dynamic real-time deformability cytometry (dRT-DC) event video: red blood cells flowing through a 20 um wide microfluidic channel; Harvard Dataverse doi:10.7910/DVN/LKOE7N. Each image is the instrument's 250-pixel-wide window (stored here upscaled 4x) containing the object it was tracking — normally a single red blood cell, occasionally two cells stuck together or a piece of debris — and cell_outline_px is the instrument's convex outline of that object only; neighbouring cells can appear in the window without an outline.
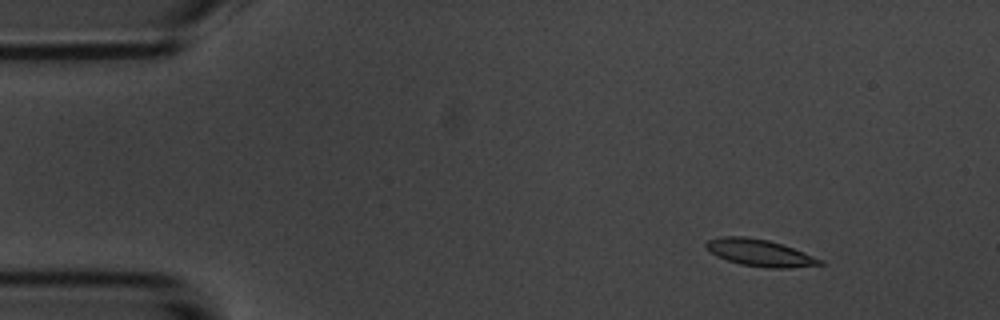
{"species": "common noctule bat (a hibernating species)", "species_latin": "Nyctalus noctula", "temperature_condition": "room temperature", "stored_images_in_passage": 7, "camera_frame_rate_fps": 3000, "um_per_image_px": 0.085, "animal": {"sex": "male", "body_mass_g": 20.1, "forearm_length_mm": 53.5}, "frame": {"image": 1, "passage_image": 1, "time_ms": 0.0, "image_size_px": [1000, 320], "cell_outline_px": [[824, 264], [788, 268], [768, 268], [740, 264], [716, 256], [704, 244], [708, 240], [724, 236], [744, 236], [768, 240], [792, 248], [824, 260]], "centroid_in_image_um": [64.59, 21.49], "position_along_channel_um": 20.4, "area_um2": 17.57}}
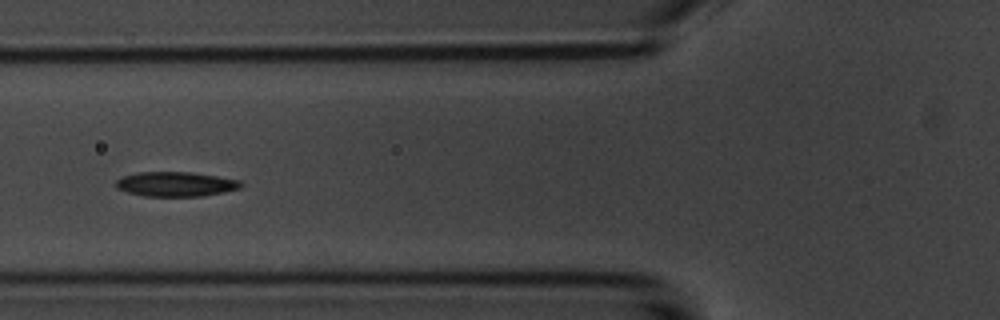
{"frame": {"image": 2, "passage_image": 5, "time_ms": 4.667, "image_size_px": [1000, 320], "cell_outline_px": [[244, 184], [240, 188], [224, 192], [204, 196], [144, 196], [128, 192], [116, 188], [116, 180], [124, 176], [136, 172], [192, 172], [240, 180]], "centroid_in_image_um": [14.95, 15.65], "position_along_channel_um": 110.8, "area_um2": 17.98}}
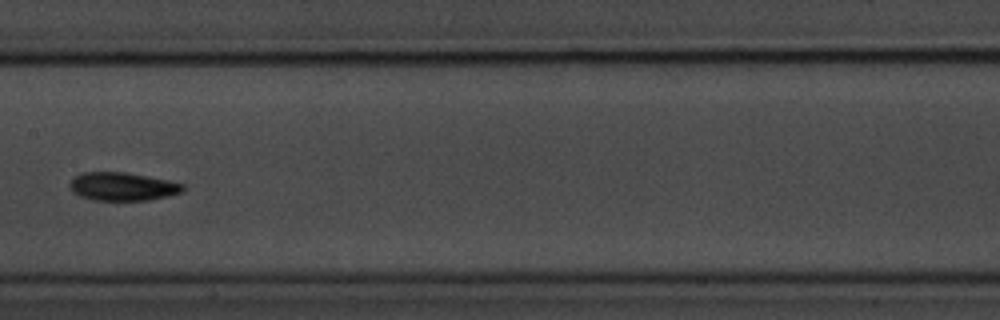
{"frame": {"image": 3, "passage_image": 7, "time_ms": 7.0, "image_size_px": [1000, 320], "cell_outline_px": [[184, 192], [168, 196], [148, 200], [92, 200], [80, 196], [72, 192], [68, 188], [68, 184], [76, 176], [84, 172], [124, 172], [148, 176], [168, 180], [184, 184]], "centroid_in_image_um": [10.41, 15.86], "position_along_channel_um": 197.0, "area_um2": 18.73}}